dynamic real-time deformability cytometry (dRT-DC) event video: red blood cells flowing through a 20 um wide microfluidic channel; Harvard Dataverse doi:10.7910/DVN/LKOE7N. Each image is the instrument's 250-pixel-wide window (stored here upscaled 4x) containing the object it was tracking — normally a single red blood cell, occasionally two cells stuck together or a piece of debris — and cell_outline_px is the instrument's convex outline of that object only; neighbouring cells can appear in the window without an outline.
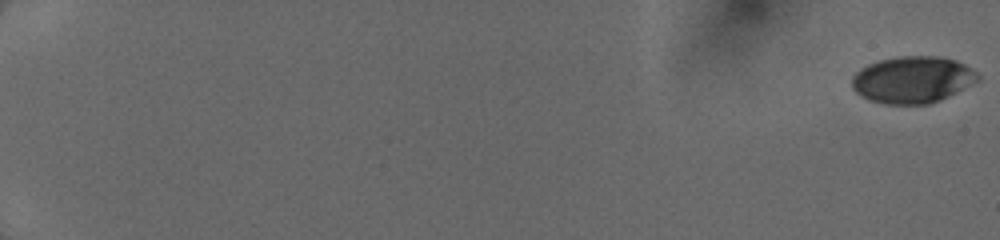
{"species": "human", "species_latin": "Homo sapiens", "temperature_condition": "cold", "stored_images_in_passage": 36, "camera_frame_rate_fps": 3000, "um_per_image_px": 0.085, "donor": {"sex": "female"}, "frame": {"image": 1, "passage_image": 1, "time_ms": 0.0, "image_size_px": [1000, 240], "cell_outline_px": [[980, 80], [940, 100], [928, 104], [884, 104], [868, 100], [860, 96], [852, 88], [852, 76], [860, 68], [868, 64], [880, 60], [900, 56], [936, 56], [956, 60], [964, 64], [976, 72], [980, 76]], "centroid_in_image_um": [77.54, 6.78], "position_along_channel_um": 7.5, "area_um2": 34.39}}
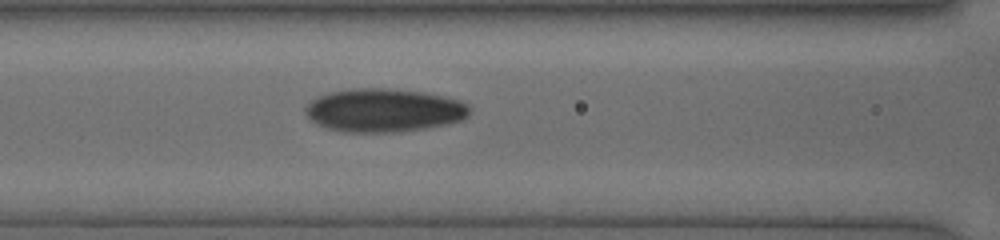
{"frame": {"image": 2, "passage_image": 33, "time_ms": 8.667, "image_size_px": [1000, 240], "cell_outline_px": [[468, 116], [464, 120], [448, 124], [400, 132], [344, 132], [328, 128], [316, 124], [304, 112], [304, 108], [312, 100], [320, 96], [332, 92], [356, 88], [388, 88], [420, 92], [440, 96], [456, 100], [468, 104]], "centroid_in_image_um": [32.62, 9.39], "position_along_channel_um": 134.0, "area_um2": 41.15}}
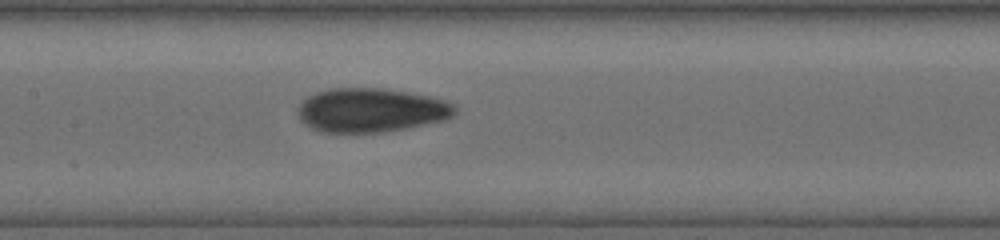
{"frame": {"image": 3, "passage_image": 36, "time_ms": 9.667, "image_size_px": [1000, 240], "cell_outline_px": [[456, 112], [452, 116], [444, 120], [404, 128], [380, 132], [320, 132], [304, 124], [296, 116], [296, 112], [300, 104], [308, 96], [316, 92], [328, 88], [384, 88], [408, 92], [428, 96], [444, 100], [456, 104]], "centroid_in_image_um": [31.5, 9.36], "position_along_channel_um": 175.9, "area_um2": 40.34}}